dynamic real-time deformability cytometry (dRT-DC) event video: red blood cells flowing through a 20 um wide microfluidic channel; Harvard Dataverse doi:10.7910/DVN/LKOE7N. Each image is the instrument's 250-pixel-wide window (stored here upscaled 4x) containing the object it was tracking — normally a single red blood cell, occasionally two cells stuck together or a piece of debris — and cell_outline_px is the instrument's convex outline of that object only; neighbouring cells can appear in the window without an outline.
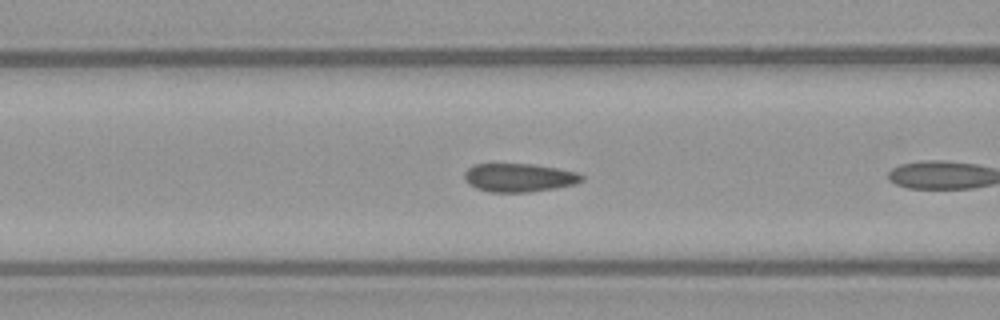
{"species": "common noctule bat (a hibernating species)", "species_latin": "Nyctalus noctula", "temperature_condition": "warm", "stored_images_in_passage": 10, "camera_frame_rate_fps": 3000, "um_per_image_px": 0.085, "animal": {"sex": "female", "body_mass_g": 21.9}, "frame": {"image": 1, "passage_image": 6, "time_ms": 1.667, "image_size_px": [1000, 320], "cell_outline_px": [[584, 180], [576, 184], [528, 192], [488, 192], [476, 188], [468, 184], [464, 180], [464, 172], [472, 164], [532, 164], [556, 168], [576, 172], [584, 176]], "centroid_in_image_um": [44.08, 15.1], "position_along_channel_um": 122.5, "area_um2": 19.48}}
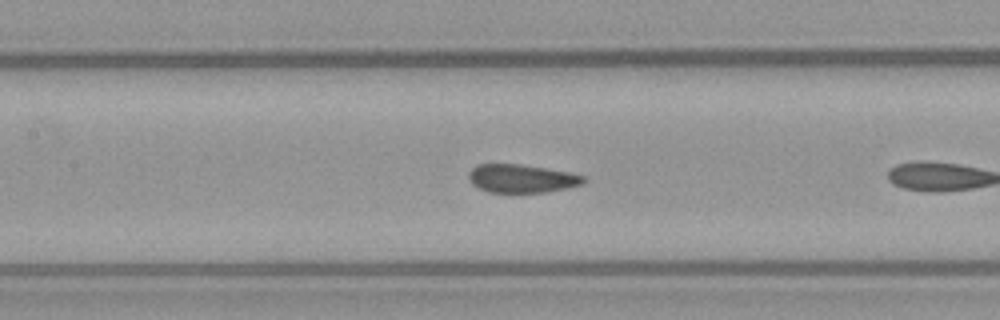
{"frame": {"image": 2, "passage_image": 9, "time_ms": 2.667, "image_size_px": [1000, 320], "cell_outline_px": [[584, 184], [568, 188], [544, 192], [488, 192], [472, 184], [468, 176], [468, 172], [476, 164], [520, 164], [568, 172], [584, 176]], "centroid_in_image_um": [44.32, 15.17], "position_along_channel_um": 163.1, "area_um2": 18.84}}